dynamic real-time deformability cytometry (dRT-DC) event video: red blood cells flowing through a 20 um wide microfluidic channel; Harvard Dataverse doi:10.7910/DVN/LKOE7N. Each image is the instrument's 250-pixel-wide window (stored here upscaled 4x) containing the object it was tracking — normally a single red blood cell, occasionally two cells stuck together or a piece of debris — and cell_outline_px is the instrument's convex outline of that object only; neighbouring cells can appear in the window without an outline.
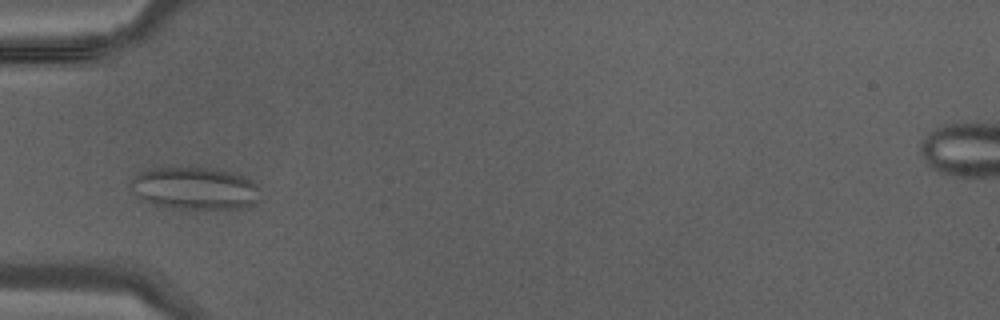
{"species": "Egyptian fruit bat (a non-hibernating species)", "species_latin": "Rousettus aegyptiacus", "temperature_condition": "warm", "stored_images_in_passage": 30, "camera_frame_rate_fps": 3000, "um_per_image_px": 0.085, "animal": {"sex": "male"}, "frame": {"image": 1, "passage_image": 2, "time_ms": 0.333, "image_size_px": [1000, 320], "cell_outline_px": [[260, 188], [256, 200], [248, 208], [204, 212], [152, 204], [140, 200], [132, 188], [132, 180], [140, 172], [148, 168], [212, 168], [236, 172], [252, 180]], "centroid_in_image_um": [16.62, 16.05], "position_along_channel_um": 68.4, "area_um2": 32.89}}
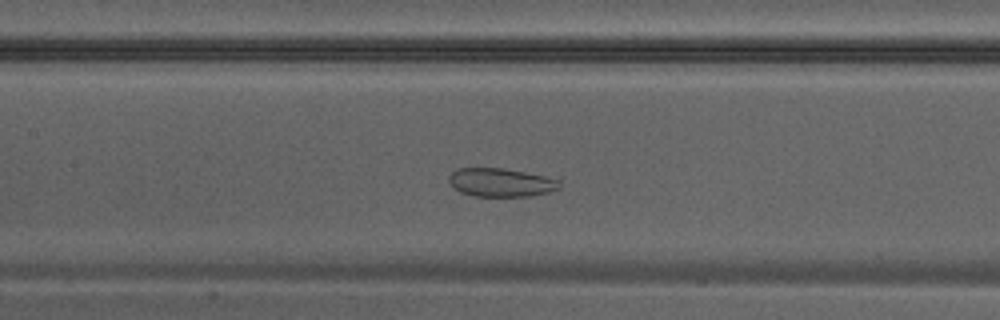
{"frame": {"image": 2, "passage_image": 8, "time_ms": 2.333, "image_size_px": [1000, 320], "cell_outline_px": [[560, 188], [548, 192], [532, 196], [472, 196], [460, 192], [452, 188], [448, 180], [448, 176], [452, 172], [460, 168], [504, 168], [544, 176], [560, 180]], "centroid_in_image_um": [42.54, 15.51], "position_along_channel_um": 164.9, "area_um2": 18.44}}
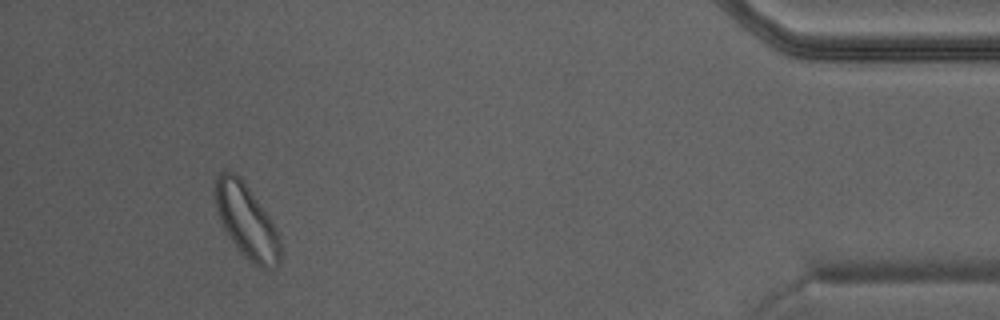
{"frame": {"image": 3, "passage_image": 27, "time_ms": 8.667, "image_size_px": [1000, 320], "cell_outline_px": [[280, 260], [276, 268], [264, 268], [252, 264], [240, 252], [228, 236], [220, 220], [216, 208], [216, 176], [220, 172], [232, 172], [240, 176], [272, 220], [280, 236]], "centroid_in_image_um": [20.98, 18.83], "position_along_channel_um": 414.2, "area_um2": 27.86}}